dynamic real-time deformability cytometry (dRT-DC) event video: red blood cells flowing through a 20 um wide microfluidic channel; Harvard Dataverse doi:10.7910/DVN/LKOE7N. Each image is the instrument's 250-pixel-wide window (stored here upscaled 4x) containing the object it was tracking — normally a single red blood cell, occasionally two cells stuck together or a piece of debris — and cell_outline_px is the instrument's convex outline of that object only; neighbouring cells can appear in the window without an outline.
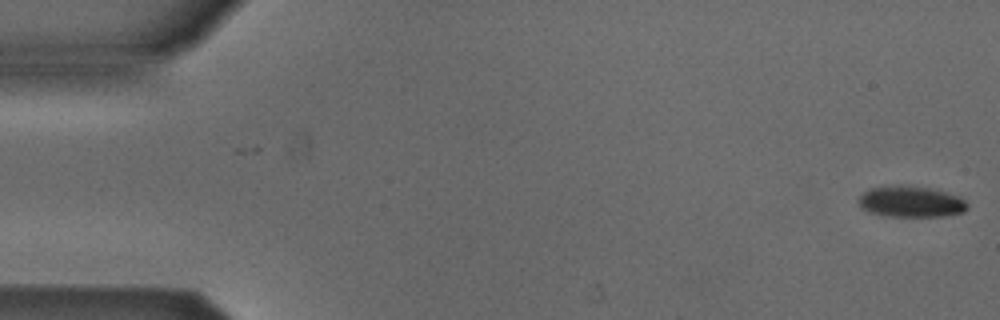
{"species": "Egyptian fruit bat (a non-hibernating species)", "species_latin": "Rousettus aegyptiacus", "temperature_condition": "cold", "stored_images_in_passage": 53, "camera_frame_rate_fps": 3000, "um_per_image_px": 0.085, "animal": {"sex": "male"}, "frame": {"image": 1, "passage_image": 1, "time_ms": 0.0, "image_size_px": [1000, 320], "cell_outline_px": [[968, 208], [964, 212], [944, 216], [884, 216], [868, 212], [860, 208], [856, 200], [864, 192], [872, 188], [928, 188], [960, 196], [968, 204]], "centroid_in_image_um": [77.43, 17.2], "position_along_channel_um": 7.6, "area_um2": 19.07}}
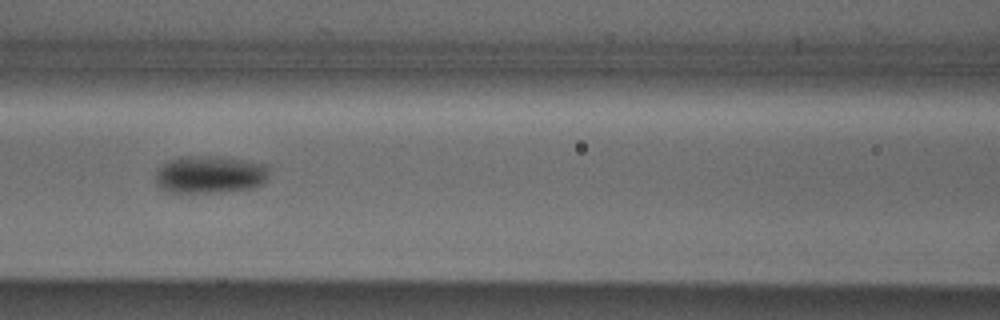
{"frame": {"image": 2, "passage_image": 23, "time_ms": 7.333, "image_size_px": [1000, 320], "cell_outline_px": [[268, 168], [264, 180], [260, 184], [252, 188], [228, 192], [168, 192], [156, 188], [156, 172], [168, 160], [184, 156], [192, 156], [236, 160], [260, 164]], "centroid_in_image_um": [17.73, 14.88], "position_along_channel_um": 148.9, "area_um2": 24.1}}
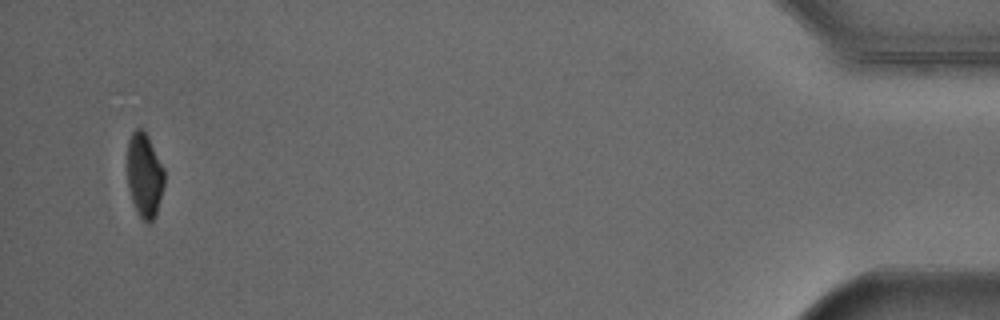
{"frame": {"image": 3, "passage_image": 51, "time_ms": 16.667, "image_size_px": [1000, 320], "cell_outline_px": [[164, 188], [156, 212], [152, 220], [148, 224], [140, 216], [132, 200], [128, 188], [128, 140], [132, 132], [136, 128], [144, 128], [164, 168]], "centroid_in_image_um": [12.29, 14.85], "position_along_channel_um": 422.9, "area_um2": 18.09}, "authors_computed_cell_mechanics": {"area_um2": 21.8484, "velocity_mm_per_s": 3.8661, "shape_relaxation_time_tau1_ms": 3.5802, "shape_relaxation_time_tau2_ms": null, "deformation_change_tau1": 0.1058, "deformation_change_tau2": null}}